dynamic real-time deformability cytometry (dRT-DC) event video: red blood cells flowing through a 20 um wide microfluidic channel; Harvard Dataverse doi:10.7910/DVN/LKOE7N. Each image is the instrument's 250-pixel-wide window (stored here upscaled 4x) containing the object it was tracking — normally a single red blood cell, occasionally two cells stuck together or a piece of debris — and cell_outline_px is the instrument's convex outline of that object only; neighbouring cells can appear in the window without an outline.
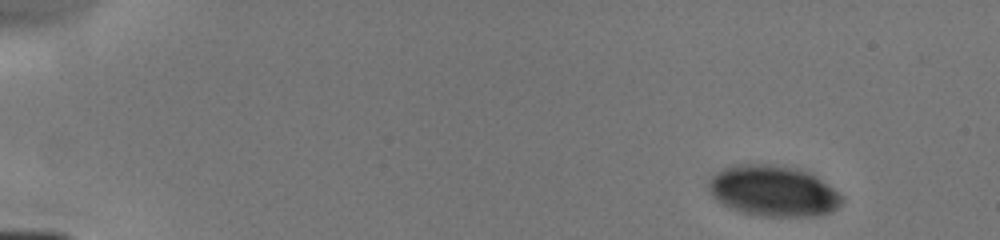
{"species": "human", "species_latin": "Homo sapiens", "temperature_condition": "cold", "stored_images_in_passage": 11, "camera_frame_rate_fps": 3000, "um_per_image_px": 0.085, "donor": {"sex": "male"}, "frame": {"image": 1, "passage_image": 1, "time_ms": 0.0, "image_size_px": [1000, 240], "cell_outline_px": [[844, 196], [840, 208], [832, 212], [820, 216], [764, 216], [740, 212], [728, 208], [716, 200], [712, 196], [708, 188], [708, 180], [716, 172], [724, 168], [736, 164], [772, 164], [796, 168], [808, 172], [816, 176], [840, 192]], "centroid_in_image_um": [65.75, 16.24], "position_along_channel_um": 19.3, "area_um2": 40.06}}
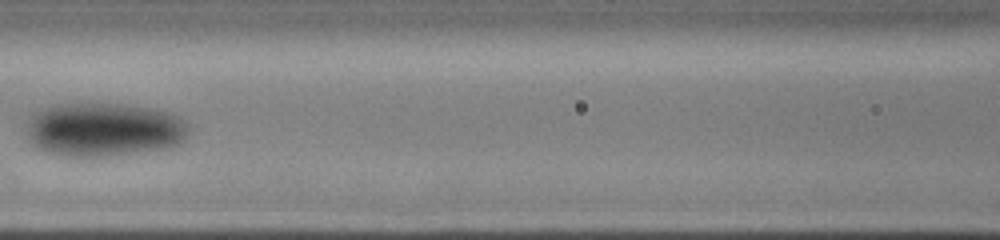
{"frame": {"image": 2, "passage_image": 8, "time_ms": 6.333, "image_size_px": [1000, 240], "cell_outline_px": [[188, 136], [180, 144], [168, 148], [108, 156], [60, 156], [44, 152], [36, 148], [32, 144], [28, 136], [28, 116], [32, 112], [40, 108], [52, 104], [128, 104], [152, 108], [172, 112], [184, 120], [188, 124]], "centroid_in_image_um": [8.82, 11.01], "position_along_channel_um": 157.8, "area_um2": 51.67}}
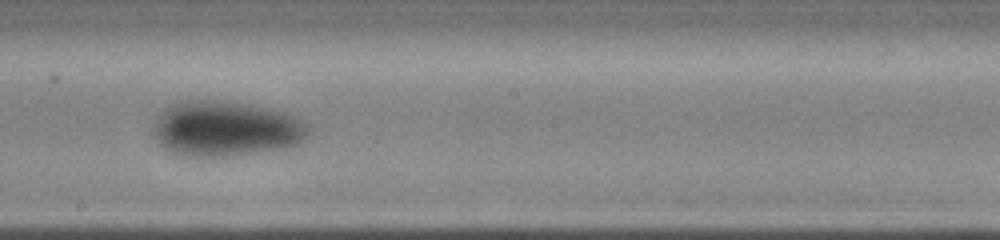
{"frame": {"image": 3, "passage_image": 10, "time_ms": 8.0, "image_size_px": [1000, 240], "cell_outline_px": [[308, 136], [304, 140], [284, 148], [236, 156], [192, 156], [172, 152], [164, 148], [156, 140], [152, 132], [152, 124], [156, 116], [164, 108], [172, 104], [188, 100], [220, 100], [268, 108], [284, 112], [296, 116], [304, 120], [308, 124]], "centroid_in_image_um": [19.16, 10.94], "position_along_channel_um": 229.0, "area_um2": 50.29}}